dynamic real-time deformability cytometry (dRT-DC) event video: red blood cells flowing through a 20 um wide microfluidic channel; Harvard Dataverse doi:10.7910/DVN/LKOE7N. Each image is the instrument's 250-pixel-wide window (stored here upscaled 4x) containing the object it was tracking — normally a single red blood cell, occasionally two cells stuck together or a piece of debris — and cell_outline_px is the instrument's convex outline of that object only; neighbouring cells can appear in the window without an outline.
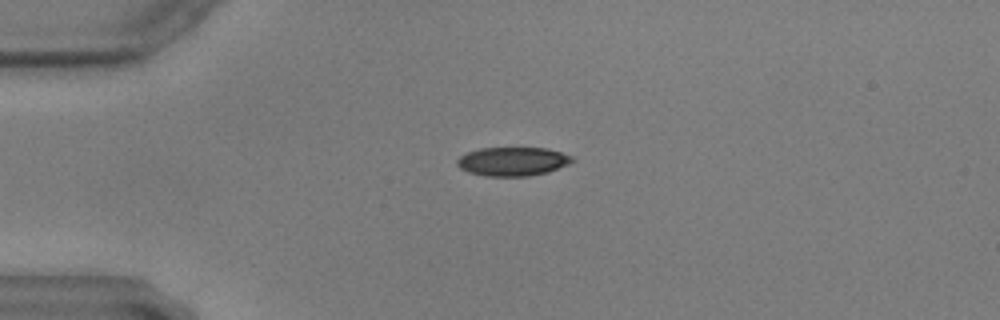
{"species": "common noctule bat (a hibernating species)", "species_latin": "Nyctalus noctula", "temperature_condition": "warm", "stored_images_in_passage": 22, "camera_frame_rate_fps": 3000, "um_per_image_px": 0.085, "animal": {"sex": "male", "body_mass_g": 17.9, "forearm_length_mm": 54.2}, "frame": {"image": 1, "passage_image": 15, "time_ms": 4.667, "image_size_px": [1000, 320], "cell_outline_px": [[576, 160], [568, 164], [548, 172], [528, 176], [484, 176], [468, 172], [460, 168], [456, 164], [456, 160], [460, 156], [468, 152], [480, 148], [544, 148], [560, 152], [572, 156]], "centroid_in_image_um": [43.56, 13.73], "position_along_channel_um": 41.4, "area_um2": 19.31}}